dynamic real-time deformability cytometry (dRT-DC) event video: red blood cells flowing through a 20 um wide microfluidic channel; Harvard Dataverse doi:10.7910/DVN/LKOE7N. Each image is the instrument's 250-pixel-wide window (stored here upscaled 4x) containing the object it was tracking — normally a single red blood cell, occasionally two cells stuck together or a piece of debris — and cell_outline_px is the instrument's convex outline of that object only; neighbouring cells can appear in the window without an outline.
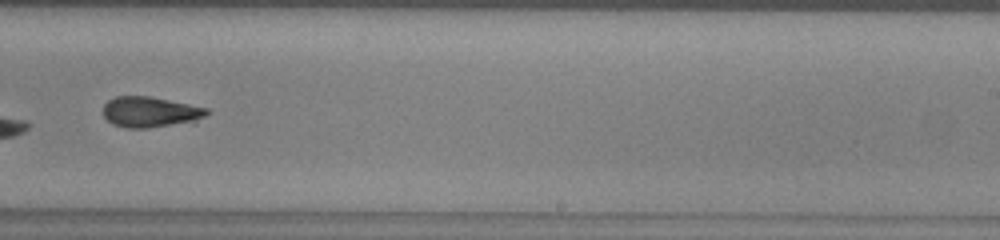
{"species": "common noctule bat (a hibernating species)", "species_latin": "Nyctalus noctula", "temperature_condition": "warm", "stored_images_in_passage": 44, "camera_frame_rate_fps": 3000, "um_per_image_px": 0.085, "animal": {"sex": "male", "body_mass_g": 13.0, "forearm_length_mm": 53.1}, "frame": {"image": 1, "passage_image": 26, "time_ms": 8.333, "image_size_px": [1000, 240], "cell_outline_px": [[212, 112], [196, 124], [148, 128], [124, 128], [112, 124], [104, 116], [104, 104], [108, 100], [116, 96], [148, 96], [208, 108]], "centroid_in_image_um": [12.88, 9.56], "position_along_channel_um": 276.1, "area_um2": 19.19}}
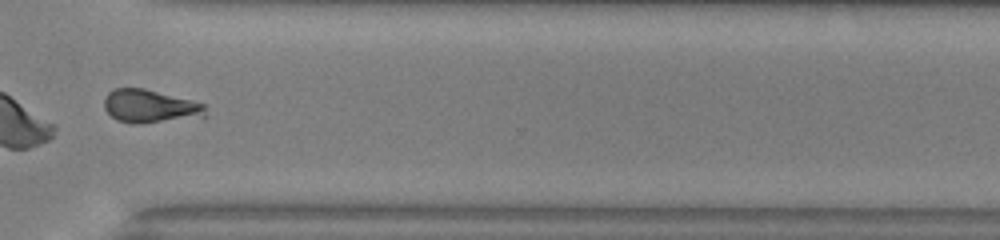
{"frame": {"image": 2, "passage_image": 32, "time_ms": 10.333, "image_size_px": [1000, 240], "cell_outline_px": [[204, 120], [140, 124], [136, 124], [116, 120], [104, 108], [104, 100], [108, 92], [112, 88], [144, 88], [192, 100], [204, 104]], "centroid_in_image_um": [12.82, 9.08], "position_along_channel_um": 357.8, "area_um2": 20.35}, "authors_computed_cell_mechanics": {"area_um2": 19.3052, "velocity_mm_per_s": 4.0759, "shape_relaxation_time_tau1_ms": 5.6205, "shape_relaxation_time_tau2_ms": 1.8737, "deformation_change_tau1": 0.1443, "deformation_change_tau2": 0.075}}